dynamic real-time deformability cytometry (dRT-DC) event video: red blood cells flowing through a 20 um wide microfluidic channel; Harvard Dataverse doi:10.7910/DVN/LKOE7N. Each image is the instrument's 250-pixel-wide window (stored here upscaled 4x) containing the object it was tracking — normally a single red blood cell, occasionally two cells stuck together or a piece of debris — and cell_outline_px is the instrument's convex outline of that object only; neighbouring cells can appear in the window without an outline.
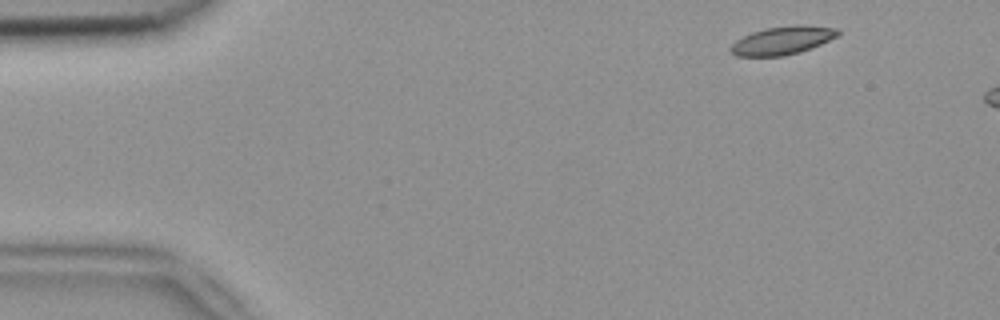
{"species": "common noctule bat (a hibernating species)", "species_latin": "Nyctalus noctula", "temperature_condition": "room temperature", "stored_images_in_passage": 3, "camera_frame_rate_fps": 3000, "um_per_image_px": 0.085, "animal": {"sex": "female", "body_mass_g": 18.4}, "frame": {"image": 1, "passage_image": 1, "time_ms": 0.0, "image_size_px": [1000, 320], "cell_outline_px": [[840, 36], [812, 48], [800, 52], [784, 56], [736, 56], [728, 48], [736, 40], [752, 32], [764, 28], [800, 24], [804, 24], [836, 28], [840, 32]], "centroid_in_image_um": [66.55, 3.43], "position_along_channel_um": 18.5, "area_um2": 17.86}}